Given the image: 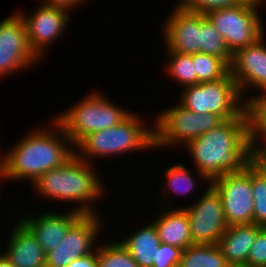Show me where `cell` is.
<instances>
[{
	"instance_id": "34",
	"label": "cell",
	"mask_w": 266,
	"mask_h": 267,
	"mask_svg": "<svg viewBox=\"0 0 266 267\" xmlns=\"http://www.w3.org/2000/svg\"><path fill=\"white\" fill-rule=\"evenodd\" d=\"M45 4L52 5V6H60L73 11L79 5L83 6L82 4H86L88 0H43ZM73 9V10H72Z\"/></svg>"
},
{
	"instance_id": "7",
	"label": "cell",
	"mask_w": 266,
	"mask_h": 267,
	"mask_svg": "<svg viewBox=\"0 0 266 267\" xmlns=\"http://www.w3.org/2000/svg\"><path fill=\"white\" fill-rule=\"evenodd\" d=\"M155 115L154 149L184 147L197 137L218 127L224 120L213 113H195L183 107L178 101ZM178 146V147H177Z\"/></svg>"
},
{
	"instance_id": "26",
	"label": "cell",
	"mask_w": 266,
	"mask_h": 267,
	"mask_svg": "<svg viewBox=\"0 0 266 267\" xmlns=\"http://www.w3.org/2000/svg\"><path fill=\"white\" fill-rule=\"evenodd\" d=\"M100 243L97 245V267H139L119 240Z\"/></svg>"
},
{
	"instance_id": "33",
	"label": "cell",
	"mask_w": 266,
	"mask_h": 267,
	"mask_svg": "<svg viewBox=\"0 0 266 267\" xmlns=\"http://www.w3.org/2000/svg\"><path fill=\"white\" fill-rule=\"evenodd\" d=\"M97 249L88 255L74 259L67 267H97Z\"/></svg>"
},
{
	"instance_id": "10",
	"label": "cell",
	"mask_w": 266,
	"mask_h": 267,
	"mask_svg": "<svg viewBox=\"0 0 266 267\" xmlns=\"http://www.w3.org/2000/svg\"><path fill=\"white\" fill-rule=\"evenodd\" d=\"M11 14L0 22V80L40 62L30 48L23 19L17 12Z\"/></svg>"
},
{
	"instance_id": "14",
	"label": "cell",
	"mask_w": 266,
	"mask_h": 267,
	"mask_svg": "<svg viewBox=\"0 0 266 267\" xmlns=\"http://www.w3.org/2000/svg\"><path fill=\"white\" fill-rule=\"evenodd\" d=\"M170 11L161 24L166 49L187 55L200 52L201 14L186 10L178 3Z\"/></svg>"
},
{
	"instance_id": "11",
	"label": "cell",
	"mask_w": 266,
	"mask_h": 267,
	"mask_svg": "<svg viewBox=\"0 0 266 267\" xmlns=\"http://www.w3.org/2000/svg\"><path fill=\"white\" fill-rule=\"evenodd\" d=\"M100 216V213L83 214L69 228L59 246L46 253V267H67L74 259L93 253L104 228Z\"/></svg>"
},
{
	"instance_id": "29",
	"label": "cell",
	"mask_w": 266,
	"mask_h": 267,
	"mask_svg": "<svg viewBox=\"0 0 266 267\" xmlns=\"http://www.w3.org/2000/svg\"><path fill=\"white\" fill-rule=\"evenodd\" d=\"M246 1L247 0H180L177 3L186 10L205 15L209 11L233 7L245 3Z\"/></svg>"
},
{
	"instance_id": "28",
	"label": "cell",
	"mask_w": 266,
	"mask_h": 267,
	"mask_svg": "<svg viewBox=\"0 0 266 267\" xmlns=\"http://www.w3.org/2000/svg\"><path fill=\"white\" fill-rule=\"evenodd\" d=\"M253 223L266 227V178L251 164Z\"/></svg>"
},
{
	"instance_id": "21",
	"label": "cell",
	"mask_w": 266,
	"mask_h": 267,
	"mask_svg": "<svg viewBox=\"0 0 266 267\" xmlns=\"http://www.w3.org/2000/svg\"><path fill=\"white\" fill-rule=\"evenodd\" d=\"M217 244H194L182 250L177 267H229Z\"/></svg>"
},
{
	"instance_id": "31",
	"label": "cell",
	"mask_w": 266,
	"mask_h": 267,
	"mask_svg": "<svg viewBox=\"0 0 266 267\" xmlns=\"http://www.w3.org/2000/svg\"><path fill=\"white\" fill-rule=\"evenodd\" d=\"M182 249L161 243L153 256L152 267H177Z\"/></svg>"
},
{
	"instance_id": "6",
	"label": "cell",
	"mask_w": 266,
	"mask_h": 267,
	"mask_svg": "<svg viewBox=\"0 0 266 267\" xmlns=\"http://www.w3.org/2000/svg\"><path fill=\"white\" fill-rule=\"evenodd\" d=\"M181 89L183 91L178 95V102L190 111L213 113L224 121L249 118L247 103L230 72L220 80L201 82Z\"/></svg>"
},
{
	"instance_id": "23",
	"label": "cell",
	"mask_w": 266,
	"mask_h": 267,
	"mask_svg": "<svg viewBox=\"0 0 266 267\" xmlns=\"http://www.w3.org/2000/svg\"><path fill=\"white\" fill-rule=\"evenodd\" d=\"M250 96L244 97V101L250 119L251 143L252 146H266V90Z\"/></svg>"
},
{
	"instance_id": "5",
	"label": "cell",
	"mask_w": 266,
	"mask_h": 267,
	"mask_svg": "<svg viewBox=\"0 0 266 267\" xmlns=\"http://www.w3.org/2000/svg\"><path fill=\"white\" fill-rule=\"evenodd\" d=\"M96 90L54 117L74 147L86 135L118 125L132 113Z\"/></svg>"
},
{
	"instance_id": "25",
	"label": "cell",
	"mask_w": 266,
	"mask_h": 267,
	"mask_svg": "<svg viewBox=\"0 0 266 267\" xmlns=\"http://www.w3.org/2000/svg\"><path fill=\"white\" fill-rule=\"evenodd\" d=\"M168 63L164 65V70L167 76L176 83L187 87L197 84V74L194 68V54H180L167 50Z\"/></svg>"
},
{
	"instance_id": "22",
	"label": "cell",
	"mask_w": 266,
	"mask_h": 267,
	"mask_svg": "<svg viewBox=\"0 0 266 267\" xmlns=\"http://www.w3.org/2000/svg\"><path fill=\"white\" fill-rule=\"evenodd\" d=\"M191 172V170L189 168H187L184 164H177V165H173V166H169L165 173H163L164 178L163 180H165V182L163 185H161L162 190H161V202H163L160 206L161 207H165L164 204H168L169 201H171L169 198L171 195H173L174 193L176 195H185V193L187 194H191L194 190V188H197V182L195 181V179H197L194 177L195 175ZM164 190V191H163ZM173 194H170V193ZM166 201H165V200ZM169 200V201H168ZM166 202V203H165Z\"/></svg>"
},
{
	"instance_id": "13",
	"label": "cell",
	"mask_w": 266,
	"mask_h": 267,
	"mask_svg": "<svg viewBox=\"0 0 266 267\" xmlns=\"http://www.w3.org/2000/svg\"><path fill=\"white\" fill-rule=\"evenodd\" d=\"M16 12L24 21L30 48L41 60L47 54V47L63 36L71 22L69 9L45 3H40L31 15H27L25 11Z\"/></svg>"
},
{
	"instance_id": "35",
	"label": "cell",
	"mask_w": 266,
	"mask_h": 267,
	"mask_svg": "<svg viewBox=\"0 0 266 267\" xmlns=\"http://www.w3.org/2000/svg\"><path fill=\"white\" fill-rule=\"evenodd\" d=\"M0 267H14L8 259L0 252Z\"/></svg>"
},
{
	"instance_id": "18",
	"label": "cell",
	"mask_w": 266,
	"mask_h": 267,
	"mask_svg": "<svg viewBox=\"0 0 266 267\" xmlns=\"http://www.w3.org/2000/svg\"><path fill=\"white\" fill-rule=\"evenodd\" d=\"M169 205L159 208L156 212L154 224L161 243L184 250L194 245L191 239L190 223L186 212L182 208H170ZM167 207V209H166Z\"/></svg>"
},
{
	"instance_id": "12",
	"label": "cell",
	"mask_w": 266,
	"mask_h": 267,
	"mask_svg": "<svg viewBox=\"0 0 266 267\" xmlns=\"http://www.w3.org/2000/svg\"><path fill=\"white\" fill-rule=\"evenodd\" d=\"M211 185L221 196L228 227L253 223L251 163L241 172L226 173L213 179Z\"/></svg>"
},
{
	"instance_id": "20",
	"label": "cell",
	"mask_w": 266,
	"mask_h": 267,
	"mask_svg": "<svg viewBox=\"0 0 266 267\" xmlns=\"http://www.w3.org/2000/svg\"><path fill=\"white\" fill-rule=\"evenodd\" d=\"M120 243L129 251L139 267H152L155 251L160 247V239L152 222L120 239Z\"/></svg>"
},
{
	"instance_id": "4",
	"label": "cell",
	"mask_w": 266,
	"mask_h": 267,
	"mask_svg": "<svg viewBox=\"0 0 266 267\" xmlns=\"http://www.w3.org/2000/svg\"><path fill=\"white\" fill-rule=\"evenodd\" d=\"M145 117L132 112L125 120L111 128L86 135L74 148L75 155L89 163L93 159L111 158L129 152L154 149V127L145 126ZM145 122V123H144ZM152 127V128H151Z\"/></svg>"
},
{
	"instance_id": "9",
	"label": "cell",
	"mask_w": 266,
	"mask_h": 267,
	"mask_svg": "<svg viewBox=\"0 0 266 267\" xmlns=\"http://www.w3.org/2000/svg\"><path fill=\"white\" fill-rule=\"evenodd\" d=\"M190 206L180 205L189 219L191 239L194 244H218L228 228L221 196L212 185Z\"/></svg>"
},
{
	"instance_id": "8",
	"label": "cell",
	"mask_w": 266,
	"mask_h": 267,
	"mask_svg": "<svg viewBox=\"0 0 266 267\" xmlns=\"http://www.w3.org/2000/svg\"><path fill=\"white\" fill-rule=\"evenodd\" d=\"M266 0H247L245 3L233 7L209 11L208 20L222 35L227 47L233 54L238 49L257 42L265 35L266 28L261 10Z\"/></svg>"
},
{
	"instance_id": "3",
	"label": "cell",
	"mask_w": 266,
	"mask_h": 267,
	"mask_svg": "<svg viewBox=\"0 0 266 267\" xmlns=\"http://www.w3.org/2000/svg\"><path fill=\"white\" fill-rule=\"evenodd\" d=\"M92 164L74 155L63 166L40 175L30 185L41 199L75 203L77 206L71 207L75 211L98 214L94 205L102 199L106 190L100 179L102 175H97L99 173H96Z\"/></svg>"
},
{
	"instance_id": "32",
	"label": "cell",
	"mask_w": 266,
	"mask_h": 267,
	"mask_svg": "<svg viewBox=\"0 0 266 267\" xmlns=\"http://www.w3.org/2000/svg\"><path fill=\"white\" fill-rule=\"evenodd\" d=\"M251 164L266 178V146H251Z\"/></svg>"
},
{
	"instance_id": "38",
	"label": "cell",
	"mask_w": 266,
	"mask_h": 267,
	"mask_svg": "<svg viewBox=\"0 0 266 267\" xmlns=\"http://www.w3.org/2000/svg\"><path fill=\"white\" fill-rule=\"evenodd\" d=\"M229 267H250V266H247V265H236V266H229Z\"/></svg>"
},
{
	"instance_id": "1",
	"label": "cell",
	"mask_w": 266,
	"mask_h": 267,
	"mask_svg": "<svg viewBox=\"0 0 266 267\" xmlns=\"http://www.w3.org/2000/svg\"><path fill=\"white\" fill-rule=\"evenodd\" d=\"M250 119L225 120L184 146L202 183L226 173L243 171L251 163Z\"/></svg>"
},
{
	"instance_id": "36",
	"label": "cell",
	"mask_w": 266,
	"mask_h": 267,
	"mask_svg": "<svg viewBox=\"0 0 266 267\" xmlns=\"http://www.w3.org/2000/svg\"><path fill=\"white\" fill-rule=\"evenodd\" d=\"M4 180L5 179H4L3 169H2V166L0 165V186L3 183Z\"/></svg>"
},
{
	"instance_id": "16",
	"label": "cell",
	"mask_w": 266,
	"mask_h": 267,
	"mask_svg": "<svg viewBox=\"0 0 266 267\" xmlns=\"http://www.w3.org/2000/svg\"><path fill=\"white\" fill-rule=\"evenodd\" d=\"M69 210L63 213L47 210L36 215L37 217L26 213L19 219L35 235L46 254L59 246L69 228L83 215L73 209Z\"/></svg>"
},
{
	"instance_id": "37",
	"label": "cell",
	"mask_w": 266,
	"mask_h": 267,
	"mask_svg": "<svg viewBox=\"0 0 266 267\" xmlns=\"http://www.w3.org/2000/svg\"><path fill=\"white\" fill-rule=\"evenodd\" d=\"M2 154V155H1ZM0 155V165L2 164L3 160H4V153H1ZM3 157V158H2Z\"/></svg>"
},
{
	"instance_id": "24",
	"label": "cell",
	"mask_w": 266,
	"mask_h": 267,
	"mask_svg": "<svg viewBox=\"0 0 266 267\" xmlns=\"http://www.w3.org/2000/svg\"><path fill=\"white\" fill-rule=\"evenodd\" d=\"M200 52L221 58L229 67L231 65L233 54L222 35L204 14H201Z\"/></svg>"
},
{
	"instance_id": "30",
	"label": "cell",
	"mask_w": 266,
	"mask_h": 267,
	"mask_svg": "<svg viewBox=\"0 0 266 267\" xmlns=\"http://www.w3.org/2000/svg\"><path fill=\"white\" fill-rule=\"evenodd\" d=\"M250 267H266V227H262L251 246L246 263Z\"/></svg>"
},
{
	"instance_id": "15",
	"label": "cell",
	"mask_w": 266,
	"mask_h": 267,
	"mask_svg": "<svg viewBox=\"0 0 266 267\" xmlns=\"http://www.w3.org/2000/svg\"><path fill=\"white\" fill-rule=\"evenodd\" d=\"M266 36L233 53L230 74L243 97L249 90H266ZM251 87V88H250ZM248 88H250L248 90Z\"/></svg>"
},
{
	"instance_id": "27",
	"label": "cell",
	"mask_w": 266,
	"mask_h": 267,
	"mask_svg": "<svg viewBox=\"0 0 266 267\" xmlns=\"http://www.w3.org/2000/svg\"><path fill=\"white\" fill-rule=\"evenodd\" d=\"M194 68L197 84L220 80L230 72V67L221 58L201 52L194 54Z\"/></svg>"
},
{
	"instance_id": "19",
	"label": "cell",
	"mask_w": 266,
	"mask_h": 267,
	"mask_svg": "<svg viewBox=\"0 0 266 267\" xmlns=\"http://www.w3.org/2000/svg\"><path fill=\"white\" fill-rule=\"evenodd\" d=\"M262 227L251 223L232 225L226 229L217 245L230 266L246 265L251 246Z\"/></svg>"
},
{
	"instance_id": "17",
	"label": "cell",
	"mask_w": 266,
	"mask_h": 267,
	"mask_svg": "<svg viewBox=\"0 0 266 267\" xmlns=\"http://www.w3.org/2000/svg\"><path fill=\"white\" fill-rule=\"evenodd\" d=\"M15 224L3 255L14 267H46V254L35 235L20 219Z\"/></svg>"
},
{
	"instance_id": "2",
	"label": "cell",
	"mask_w": 266,
	"mask_h": 267,
	"mask_svg": "<svg viewBox=\"0 0 266 267\" xmlns=\"http://www.w3.org/2000/svg\"><path fill=\"white\" fill-rule=\"evenodd\" d=\"M52 120L49 128L39 125L4 152L1 166L6 181L28 180L32 184L40 175L63 166L75 155L74 145L63 128Z\"/></svg>"
}]
</instances>
